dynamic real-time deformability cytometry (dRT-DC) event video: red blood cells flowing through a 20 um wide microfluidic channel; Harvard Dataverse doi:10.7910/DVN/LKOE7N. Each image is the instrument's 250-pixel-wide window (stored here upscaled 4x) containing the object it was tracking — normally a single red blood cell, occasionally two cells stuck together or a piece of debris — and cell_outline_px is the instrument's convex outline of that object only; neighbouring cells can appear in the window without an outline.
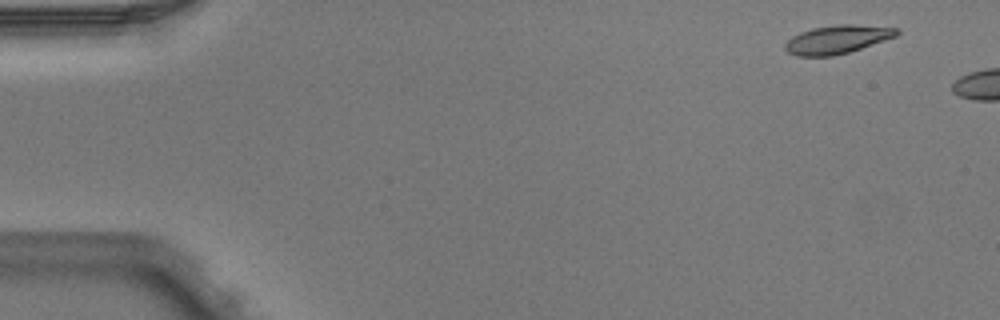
{"species": "Egyptian fruit bat (a non-hibernating species)", "species_latin": "Rousettus aegyptiacus", "temperature_condition": "warm", "stored_images_in_passage": 2, "camera_frame_rate_fps": 3000, "um_per_image_px": 0.085, "animal": {"sex": "male"}, "frame": {"image": 1, "passage_image": 1, "time_ms": 0.0, "image_size_px": [1000, 320], "cell_outline_px": [[900, 32], [896, 36], [848, 52], [832, 56], [796, 56], [788, 52], [784, 48], [784, 44], [792, 36], [800, 32], [812, 28], [840, 24], [856, 24], [900, 28]], "centroid_in_image_um": [71.15, 3.34], "position_along_channel_um": 13.8, "area_um2": 18.44}}